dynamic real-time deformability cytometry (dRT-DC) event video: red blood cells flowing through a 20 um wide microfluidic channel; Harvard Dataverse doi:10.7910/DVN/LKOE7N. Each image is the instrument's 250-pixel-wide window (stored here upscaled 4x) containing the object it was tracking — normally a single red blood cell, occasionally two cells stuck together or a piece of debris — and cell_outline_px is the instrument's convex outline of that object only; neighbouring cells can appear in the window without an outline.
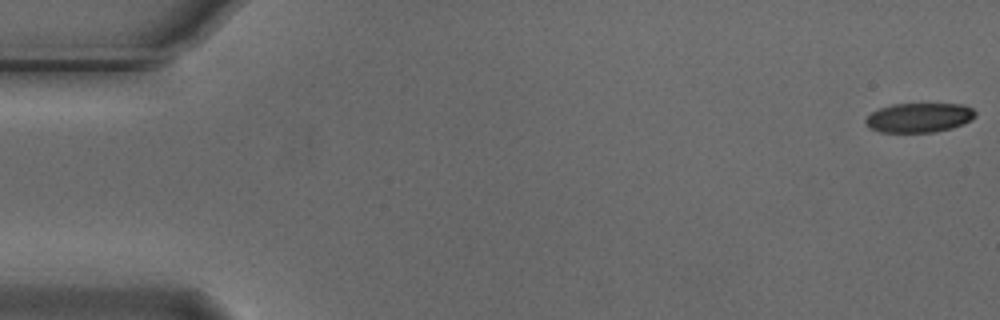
{"species": "Egyptian fruit bat (a non-hibernating species)", "species_latin": "Rousettus aegyptiacus", "temperature_condition": "cold", "stored_images_in_passage": 8, "camera_frame_rate_fps": 3000, "um_per_image_px": 0.085, "animal": {"sex": "male"}, "frame": {"image": 1, "passage_image": 1, "time_ms": 0.0, "image_size_px": [1000, 320], "cell_outline_px": [[976, 116], [952, 128], [936, 132], [880, 132], [864, 124], [864, 120], [872, 112], [880, 108], [892, 104], [964, 104], [972, 108], [976, 112]], "centroid_in_image_um": [78.11, 9.99], "position_along_channel_um": 6.9, "area_um2": 18.73}}